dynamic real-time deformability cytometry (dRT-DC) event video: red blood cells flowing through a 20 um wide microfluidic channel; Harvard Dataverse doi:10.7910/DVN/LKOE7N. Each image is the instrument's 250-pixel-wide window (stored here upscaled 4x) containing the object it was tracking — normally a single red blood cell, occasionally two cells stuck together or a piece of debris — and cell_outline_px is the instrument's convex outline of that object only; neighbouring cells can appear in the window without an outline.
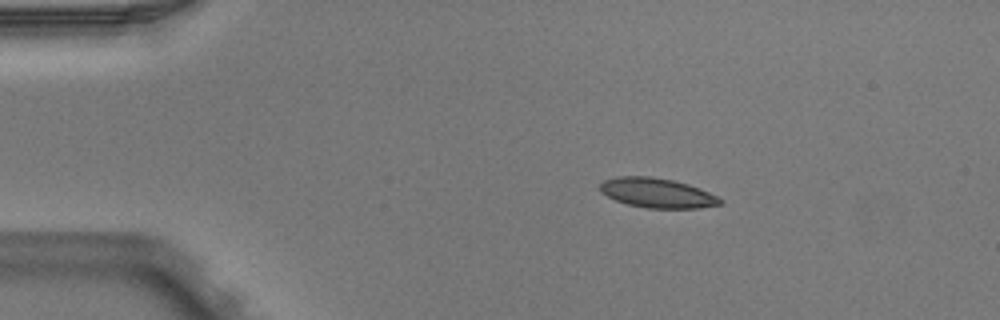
{"species": "Egyptian fruit bat (a non-hibernating species)", "species_latin": "Rousettus aegyptiacus", "temperature_condition": "warm", "stored_images_in_passage": 6, "camera_frame_rate_fps": 3000, "um_per_image_px": 0.085, "animal": {"sex": "male"}, "frame": {"image": 1, "passage_image": 3, "time_ms": 0.667, "image_size_px": [1000, 320], "cell_outline_px": [[724, 204], [700, 208], [648, 208], [628, 204], [616, 200], [600, 192], [600, 184], [604, 180], [620, 176], [648, 176], [672, 180], [688, 184], [700, 188], [724, 200]], "centroid_in_image_um": [55.89, 16.4], "position_along_channel_um": 29.1, "area_um2": 20.69}}
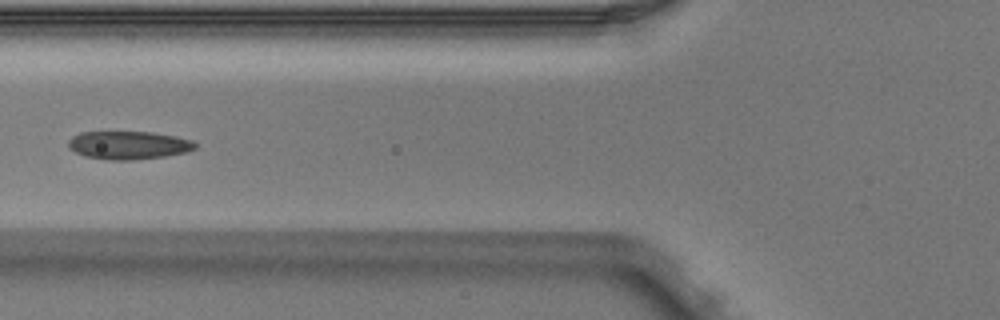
{"frame": {"image": 2, "passage_image": 5, "time_ms": 1.333, "image_size_px": [1000, 320], "cell_outline_px": [[196, 148], [188, 152], [164, 156], [132, 160], [108, 160], [84, 156], [68, 148], [68, 140], [72, 136], [80, 132], [152, 132], [176, 136], [192, 140], [196, 144]], "centroid_in_image_um": [10.92, 12.34], "position_along_channel_um": 114.9, "area_um2": 20.92}}
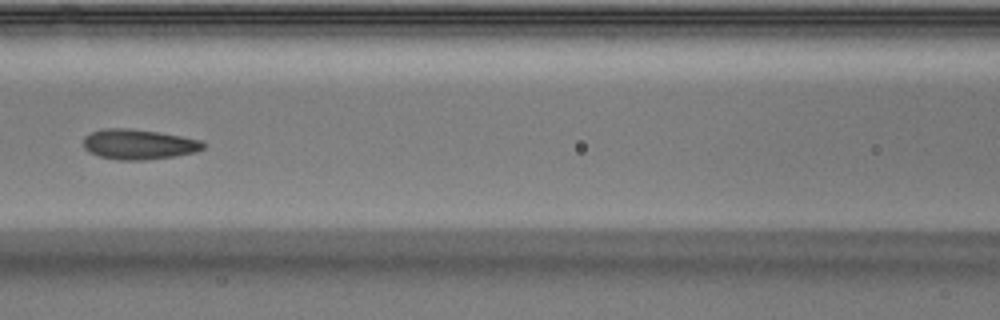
{"frame": {"image": 3, "passage_image": 6, "time_ms": 1.667, "image_size_px": [1000, 320], "cell_outline_px": [[208, 144], [204, 148], [196, 152], [176, 156], [144, 160], [120, 160], [100, 156], [88, 152], [84, 148], [84, 136], [92, 132], [104, 128], [128, 128], [160, 132], [200, 140]], "centroid_in_image_um": [11.81, 12.26], "position_along_channel_um": 154.8, "area_um2": 21.15}}